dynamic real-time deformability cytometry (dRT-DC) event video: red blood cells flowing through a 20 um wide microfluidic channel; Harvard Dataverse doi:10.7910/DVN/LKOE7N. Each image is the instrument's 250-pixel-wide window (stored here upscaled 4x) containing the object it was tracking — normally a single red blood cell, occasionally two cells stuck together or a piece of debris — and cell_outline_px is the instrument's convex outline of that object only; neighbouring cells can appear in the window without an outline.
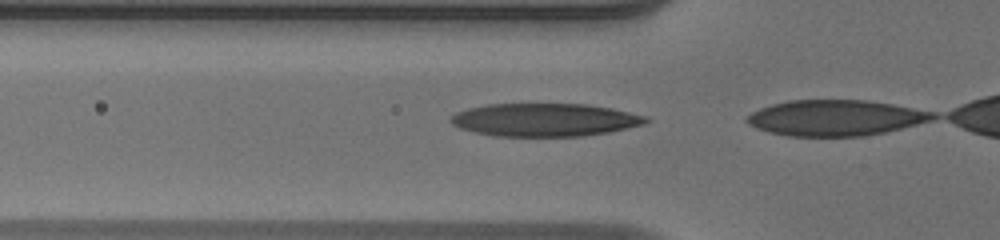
{"species": "human", "species_latin": "Homo sapiens", "temperature_condition": "warm", "stored_images_in_passage": 11, "camera_frame_rate_fps": 3000, "um_per_image_px": 0.085, "donor": {"sex": "male"}, "frame": {"image": 1, "passage_image": 10, "time_ms": 3.0, "image_size_px": [1000, 240], "cell_outline_px": [[652, 120], [644, 124], [608, 132], [584, 136], [492, 136], [460, 128], [452, 124], [448, 120], [456, 112], [468, 108], [488, 104], [588, 104], [612, 108], [648, 116]], "centroid_in_image_um": [46.32, 10.18], "position_along_channel_um": 79.5, "area_um2": 37.69}}